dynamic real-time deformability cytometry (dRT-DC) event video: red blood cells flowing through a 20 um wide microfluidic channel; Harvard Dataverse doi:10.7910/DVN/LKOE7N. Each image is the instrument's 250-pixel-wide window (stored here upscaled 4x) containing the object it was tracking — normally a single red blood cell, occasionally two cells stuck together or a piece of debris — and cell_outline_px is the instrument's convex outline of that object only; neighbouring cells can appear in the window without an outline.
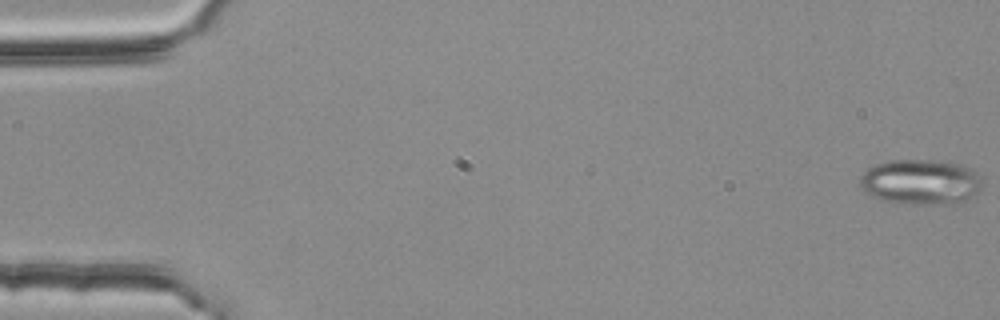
{"species": "common noctule bat (a hibernating species)", "species_latin": "Nyctalus noctula", "temperature_condition": "room temperature", "stored_images_in_passage": 56, "segment_of_instrument_passage": [1, 2], "camera_frame_rate_fps": 3000, "um_per_image_px": 0.085, "animal": {"sex": "female", "body_mass_g": 25.1}, "frame": {"image": 1, "passage_image": 1, "time_ms": 0.0, "image_size_px": [1000, 320], "cell_outline_px": [[984, 188], [960, 204], [908, 204], [880, 200], [864, 192], [860, 184], [860, 180], [864, 172], [868, 168], [876, 164], [888, 160], [948, 160], [964, 164], [976, 172], [980, 176]], "centroid_in_image_um": [78.32, 15.46], "position_along_channel_um": 6.7, "area_um2": 33.0}}